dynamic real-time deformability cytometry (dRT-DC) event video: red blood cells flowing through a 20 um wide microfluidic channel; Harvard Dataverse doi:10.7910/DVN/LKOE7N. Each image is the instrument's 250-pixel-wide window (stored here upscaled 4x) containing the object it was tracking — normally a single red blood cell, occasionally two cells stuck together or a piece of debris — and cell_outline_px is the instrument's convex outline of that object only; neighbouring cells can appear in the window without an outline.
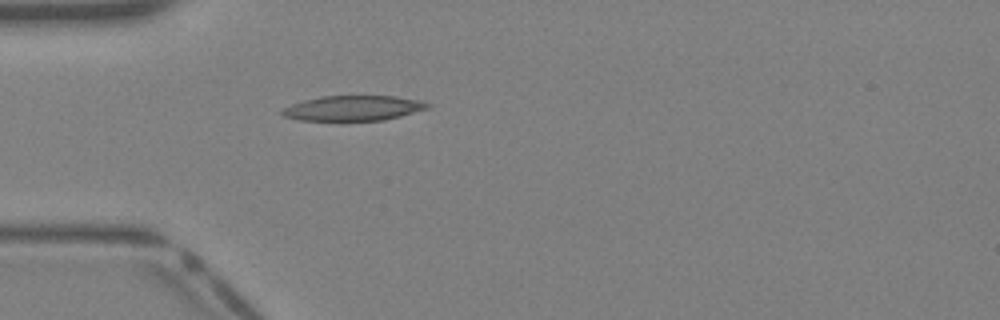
{"species": "Egyptian fruit bat (a non-hibernating species)", "species_latin": "Rousettus aegyptiacus", "temperature_condition": "warm", "stored_images_in_passage": 29, "camera_frame_rate_fps": 3000, "um_per_image_px": 0.085, "animal": {"sex": "female"}, "frame": {"image": 1, "passage_image": 1, "time_ms": 0.0, "image_size_px": [1000, 320], "cell_outline_px": [[432, 108], [384, 120], [300, 120], [284, 116], [280, 112], [280, 108], [304, 100], [320, 96], [396, 96], [420, 100], [432, 104]], "centroid_in_image_um": [30.06, 9.18], "position_along_channel_um": 54.9, "area_um2": 21.39}}
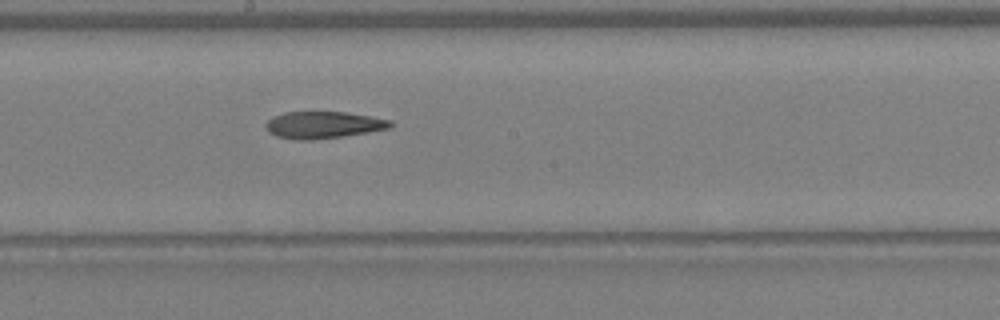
{"frame": {"image": 2, "passage_image": 11, "time_ms": 3.333, "image_size_px": [1000, 320], "cell_outline_px": [[396, 124], [392, 128], [344, 136], [316, 140], [296, 140], [276, 136], [268, 132], [264, 124], [268, 120], [284, 112], [344, 112], [392, 120]], "centroid_in_image_um": [27.51, 10.63], "position_along_channel_um": 220.7, "area_um2": 19.71}}
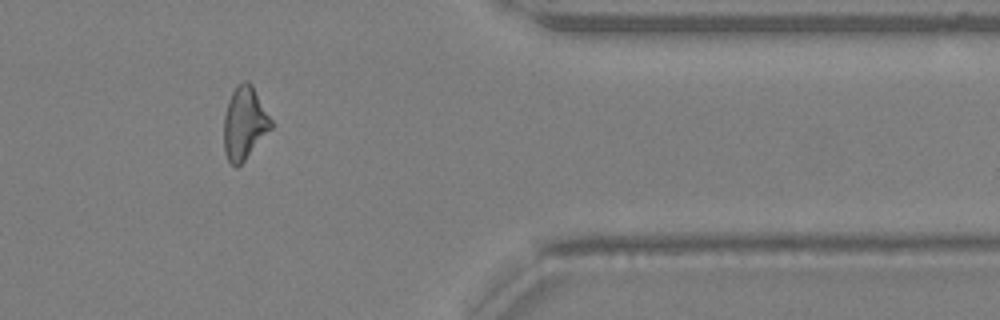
{"frame": {"image": 3, "passage_image": 22, "time_ms": 7.0, "image_size_px": [1000, 320], "cell_outline_px": [[272, 128], [244, 160], [236, 168], [228, 160], [224, 152], [224, 116], [228, 100], [236, 84], [244, 80], [248, 80], [252, 84], [272, 120]], "centroid_in_image_um": [20.77, 10.43], "position_along_channel_um": 390.6, "area_um2": 20.0}}